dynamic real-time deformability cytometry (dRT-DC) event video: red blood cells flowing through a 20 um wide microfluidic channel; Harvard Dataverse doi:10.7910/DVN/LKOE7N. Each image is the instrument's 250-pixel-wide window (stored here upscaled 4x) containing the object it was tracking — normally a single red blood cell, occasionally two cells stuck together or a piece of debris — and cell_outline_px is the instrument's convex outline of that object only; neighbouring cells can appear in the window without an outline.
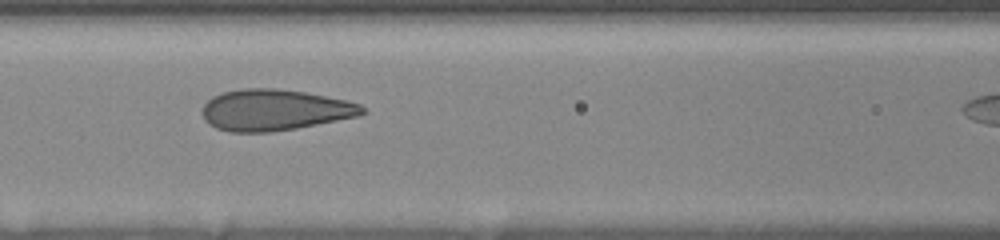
{"species": "human", "species_latin": "Homo sapiens", "temperature_condition": "room temperature", "stored_images_in_passage": 13, "segment_of_instrument_passage": [1, 2], "camera_frame_rate_fps": 3000, "um_per_image_px": 0.085, "donor": {"sex": "female"}, "frame": {"image": 1, "passage_image": 10, "time_ms": 5.0, "image_size_px": [1000, 240], "cell_outline_px": [[364, 112], [356, 116], [296, 128], [272, 132], [228, 132], [216, 128], [208, 124], [204, 120], [200, 112], [204, 104], [212, 96], [224, 92], [244, 88], [276, 88], [304, 92], [344, 100], [360, 104], [364, 108]], "centroid_in_image_um": [23.25, 9.35], "position_along_channel_um": 143.4, "area_um2": 38.21}}